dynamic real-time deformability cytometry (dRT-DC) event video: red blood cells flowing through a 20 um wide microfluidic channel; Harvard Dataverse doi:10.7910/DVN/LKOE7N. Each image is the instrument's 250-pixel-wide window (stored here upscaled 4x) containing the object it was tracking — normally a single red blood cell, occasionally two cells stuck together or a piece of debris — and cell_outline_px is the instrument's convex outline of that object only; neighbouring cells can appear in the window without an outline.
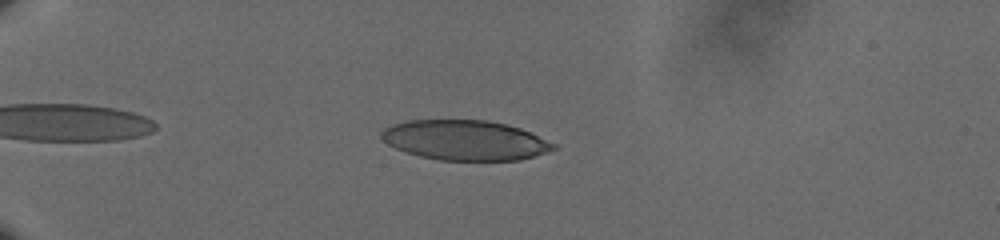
{"species": "human", "species_latin": "Homo sapiens", "temperature_condition": "cold", "stored_images_in_passage": 51, "camera_frame_rate_fps": 3000, "um_per_image_px": 0.085, "donor": {"sex": "male"}, "frame": {"image": 1, "passage_image": 9, "time_ms": 2.667, "image_size_px": [1000, 240], "cell_outline_px": [[560, 148], [520, 160], [440, 160], [420, 156], [396, 148], [388, 144], [380, 136], [380, 132], [384, 128], [392, 124], [408, 120], [488, 120], [520, 128], [556, 144]], "centroid_in_image_um": [39.53, 11.91], "position_along_channel_um": 45.5, "area_um2": 39.94}}
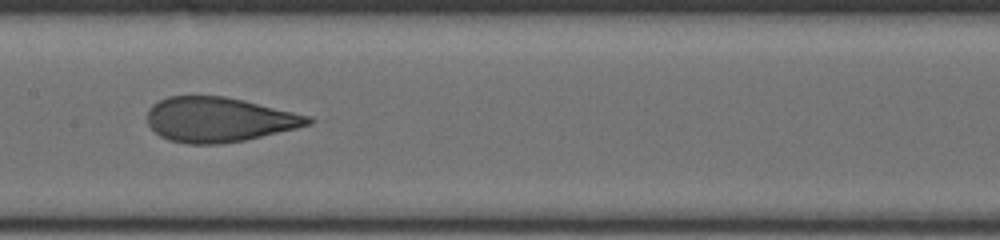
{"frame": {"image": 2, "passage_image": 25, "time_ms": 8.0, "image_size_px": [1000, 240], "cell_outline_px": [[316, 120], [312, 124], [296, 128], [244, 140], [220, 144], [188, 144], [168, 140], [160, 136], [148, 124], [148, 108], [152, 104], [168, 96], [224, 96], [244, 100], [312, 116]], "centroid_in_image_um": [18.62, 10.16], "position_along_channel_um": 188.8, "area_um2": 42.02}}
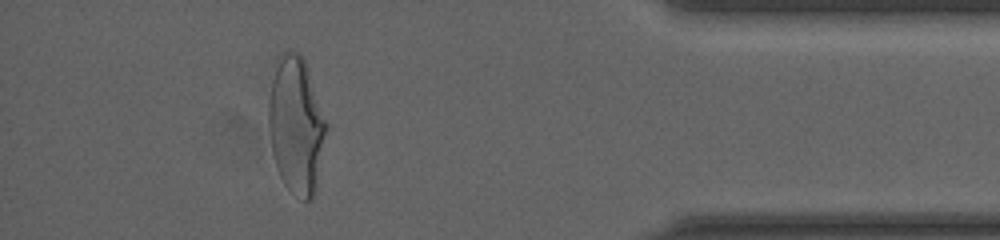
{"frame": {"image": 3, "passage_image": 46, "time_ms": 15.0, "image_size_px": [1000, 240], "cell_outline_px": [[328, 128], [316, 192], [312, 200], [304, 200], [288, 188], [284, 184], [276, 168], [272, 152], [268, 128], [268, 104], [272, 80], [276, 68], [284, 52], [288, 48], [296, 52], [304, 60], [328, 124]], "centroid_in_image_um": [25.2, 10.71], "position_along_channel_um": 410.0, "area_um2": 45.95}, "authors_computed_cell_mechanics": {"area_um2": 42.2518, "velocity_mm_per_s": 3.6296, "shape_relaxation_time_tau1_ms": 4.588, "shape_relaxation_time_tau2_ms": 0.8251, "deformation_change_tau1": 0.1758, "deformation_change_tau2": 0.0738}}